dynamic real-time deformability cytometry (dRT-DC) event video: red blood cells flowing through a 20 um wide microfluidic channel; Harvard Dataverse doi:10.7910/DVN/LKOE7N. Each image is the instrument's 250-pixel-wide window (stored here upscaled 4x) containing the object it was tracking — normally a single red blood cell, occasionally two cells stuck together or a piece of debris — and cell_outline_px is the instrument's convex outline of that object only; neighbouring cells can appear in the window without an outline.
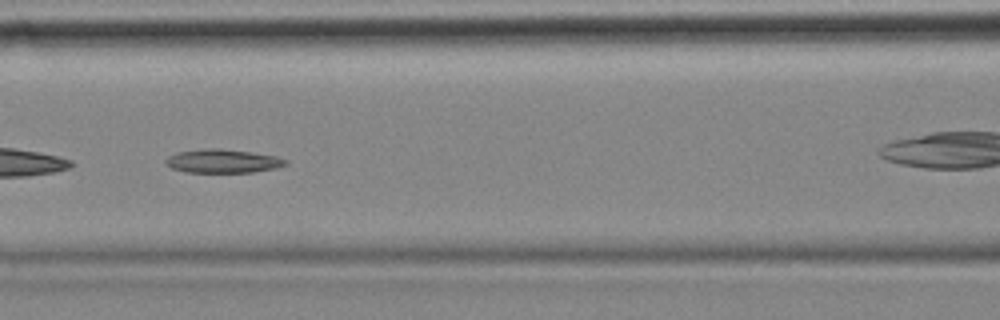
{"species": "common noctule bat (a hibernating species)", "species_latin": "Nyctalus noctula", "temperature_condition": "cold", "stored_images_in_passage": 12, "camera_frame_rate_fps": 3000, "um_per_image_px": 0.085, "animal": {"sex": "female", "body_mass_g": 18.4}, "frame": {"image": 1, "passage_image": 7, "time_ms": 2.0, "image_size_px": [1000, 320], "cell_outline_px": [[288, 164], [276, 168], [252, 172], [184, 172], [172, 168], [164, 164], [164, 160], [168, 156], [180, 152], [212, 148], [220, 148], [252, 152], [276, 156], [288, 160]], "centroid_in_image_um": [18.95, 13.7], "position_along_channel_um": 147.7, "area_um2": 16.47}}